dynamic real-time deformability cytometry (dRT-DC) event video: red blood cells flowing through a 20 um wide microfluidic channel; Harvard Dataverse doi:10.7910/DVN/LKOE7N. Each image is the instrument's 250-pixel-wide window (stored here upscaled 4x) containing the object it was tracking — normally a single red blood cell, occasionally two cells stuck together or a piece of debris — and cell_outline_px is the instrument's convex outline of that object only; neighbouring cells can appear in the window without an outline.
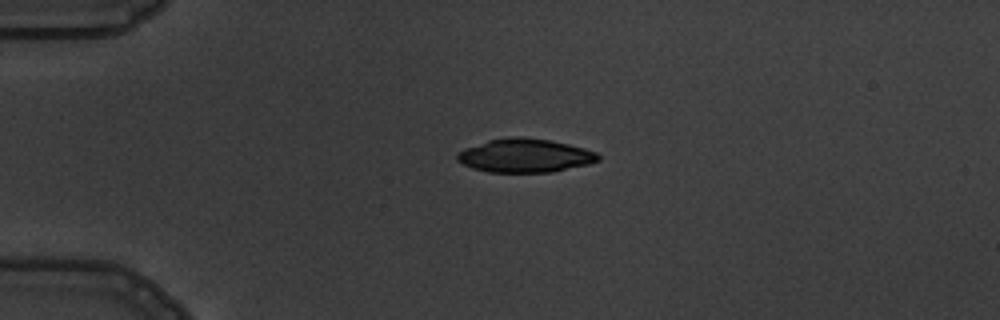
{"species": "common noctule bat (a hibernating species)", "species_latin": "Nyctalus noctula", "temperature_condition": "warm", "stored_images_in_passage": 5, "camera_frame_rate_fps": 3000, "um_per_image_px": 0.085, "animal": {"sex": "male", "body_mass_g": 19.5, "forearm_length_mm": 54.6}, "frame": {"image": 1, "passage_image": 4, "time_ms": 4.333, "image_size_px": [1000, 320], "cell_outline_px": [[600, 160], [588, 164], [552, 172], [488, 172], [472, 168], [456, 160], [456, 156], [464, 148], [488, 140], [508, 136], [524, 136], [548, 140], [568, 144], [584, 148], [596, 152], [600, 156]], "centroid_in_image_um": [44.61, 13.22], "position_along_channel_um": 40.4, "area_um2": 27.69}}